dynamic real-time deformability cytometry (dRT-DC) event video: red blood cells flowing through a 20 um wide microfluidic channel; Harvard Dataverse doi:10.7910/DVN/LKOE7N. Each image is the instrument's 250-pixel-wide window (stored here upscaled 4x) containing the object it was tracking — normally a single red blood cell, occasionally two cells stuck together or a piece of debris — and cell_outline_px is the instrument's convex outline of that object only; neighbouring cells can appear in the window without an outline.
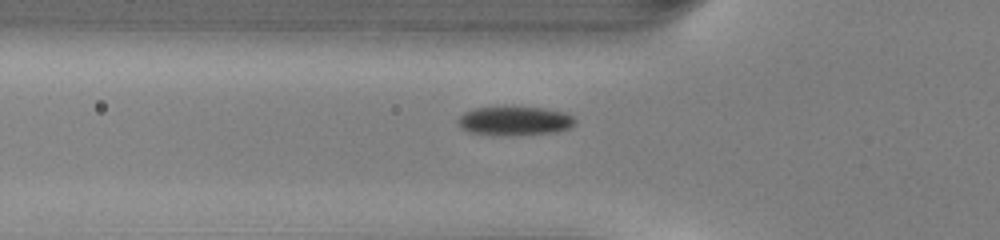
{"species": "common noctule bat (a hibernating species)", "species_latin": "Nyctalus noctula", "temperature_condition": "warm", "stored_images_in_passage": 35, "camera_frame_rate_fps": 3000, "um_per_image_px": 0.085, "animal": {"sex": "male", "body_mass_g": 13.0, "forearm_length_mm": 53.1}, "frame": {"image": 1, "passage_image": 5, "time_ms": 1.333, "image_size_px": [1000, 240], "cell_outline_px": [[576, 120], [568, 128], [552, 132], [472, 132], [464, 128], [456, 120], [464, 112], [476, 108], [512, 104], [544, 108], [564, 112], [572, 116]], "centroid_in_image_um": [43.76, 10.15], "position_along_channel_um": 82.0, "area_um2": 18.96}}
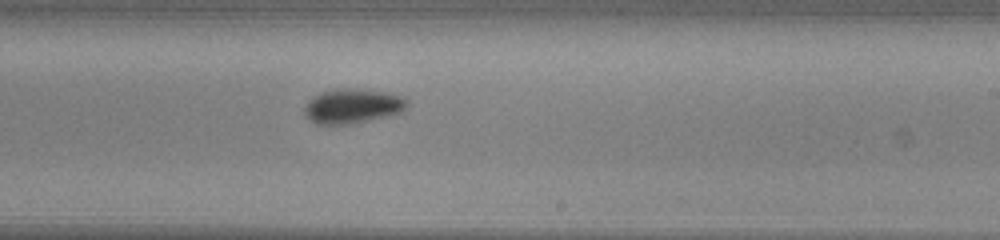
{"frame": {"image": 2, "passage_image": 18, "time_ms": 5.667, "image_size_px": [1000, 240], "cell_outline_px": [[408, 104], [400, 112], [352, 124], [316, 124], [304, 112], [304, 108], [320, 92], [336, 88], [352, 88], [384, 92], [400, 96], [408, 100]], "centroid_in_image_um": [29.97, 9.01], "position_along_channel_um": 259.0, "area_um2": 20.17}}
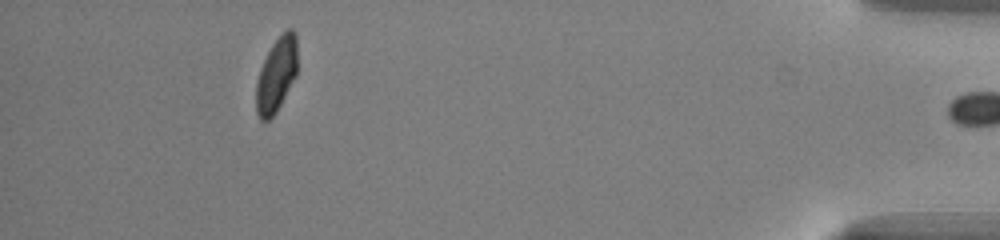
{"frame": {"image": 3, "passage_image": 34, "time_ms": 11.0, "image_size_px": [1000, 240], "cell_outline_px": [[296, 76], [276, 112], [268, 120], [260, 120], [256, 112], [256, 84], [260, 68], [272, 44], [288, 28], [292, 28], [296, 32]], "centroid_in_image_um": [23.49, 6.36], "position_along_channel_um": 411.7, "area_um2": 17.69}, "authors_computed_cell_mechanics": {"area_um2": 19.7098, "velocity_mm_per_s": 4.0852, "shape_relaxation_time_tau1_ms": 1.6598, "shape_relaxation_time_tau2_ms": null, "deformation_change_tau1": 0.0974, "deformation_change_tau2": null}}